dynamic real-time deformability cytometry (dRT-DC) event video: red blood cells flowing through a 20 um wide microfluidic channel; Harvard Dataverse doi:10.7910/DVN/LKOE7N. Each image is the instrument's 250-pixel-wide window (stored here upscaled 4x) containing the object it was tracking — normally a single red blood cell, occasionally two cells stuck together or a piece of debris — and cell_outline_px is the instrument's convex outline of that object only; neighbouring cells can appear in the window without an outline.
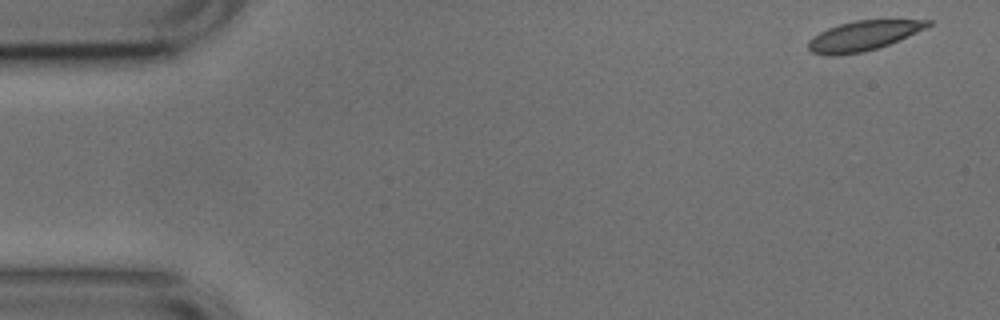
{"species": "common noctule bat (a hibernating species)", "species_latin": "Nyctalus noctula", "temperature_condition": "cold", "stored_images_in_passage": 51, "camera_frame_rate_fps": 3000, "um_per_image_px": 0.085, "animal": {"sex": "male", "body_mass_g": 17.9, "forearm_length_mm": 54.2}, "frame": {"image": 1, "passage_image": 1, "time_ms": 0.0, "image_size_px": [1000, 320], "cell_outline_px": [[932, 24], [908, 36], [888, 44], [864, 52], [836, 56], [828, 56], [812, 52], [808, 48], [808, 40], [820, 32], [828, 28], [840, 24], [856, 20], [932, 20]], "centroid_in_image_um": [73.33, 3.05], "position_along_channel_um": 11.7, "area_um2": 20.52}}
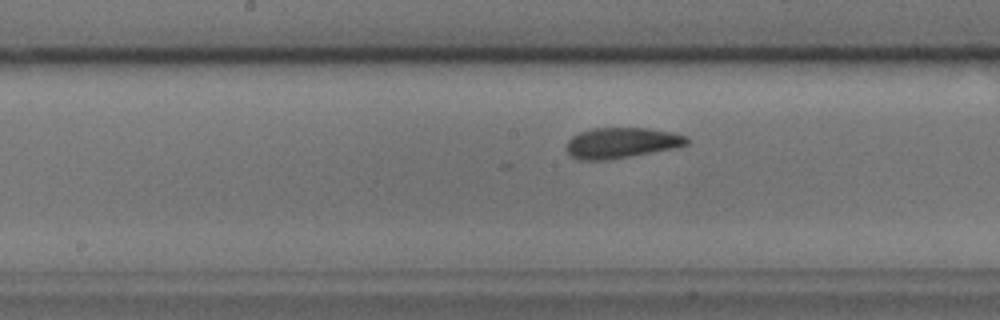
{"frame": {"image": 2, "passage_image": 25, "time_ms": 8.0, "image_size_px": [1000, 320], "cell_outline_px": [[692, 140], [688, 144], [676, 148], [632, 156], [608, 160], [580, 160], [572, 156], [564, 148], [568, 140], [572, 136], [580, 132], [592, 128], [648, 128], [672, 132], [688, 136]], "centroid_in_image_um": [52.86, 12.14], "position_along_channel_um": 195.3, "area_um2": 21.79}}
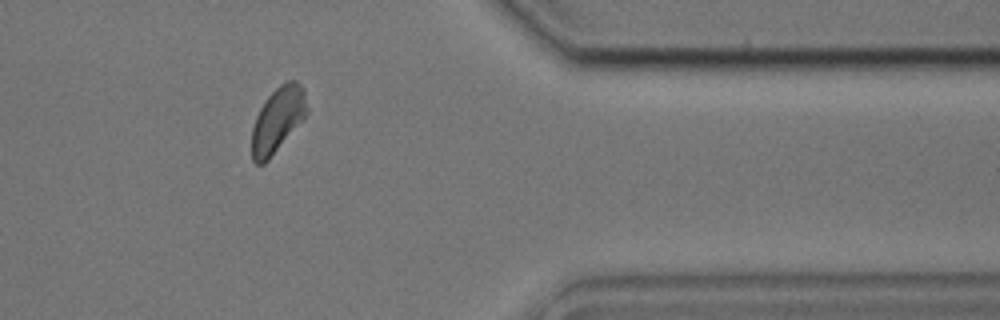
{"frame": {"image": 3, "passage_image": 42, "time_ms": 13.667, "image_size_px": [1000, 320], "cell_outline_px": [[308, 112], [268, 160], [264, 164], [256, 164], [252, 160], [252, 128], [256, 116], [260, 108], [268, 96], [280, 84], [288, 80], [296, 80], [304, 88], [308, 108]], "centroid_in_image_um": [23.6, 10.15], "position_along_channel_um": 387.8, "area_um2": 20.63}, "authors_computed_cell_mechanics": {"area_um2": 21.386, "velocity_mm_per_s": 3.745, "shape_relaxation_time_tau1_ms": 3.6009, "shape_relaxation_time_tau2_ms": 2.8346, "deformation_change_tau1": 0.0828, "deformation_change_tau2": 0.0619}}